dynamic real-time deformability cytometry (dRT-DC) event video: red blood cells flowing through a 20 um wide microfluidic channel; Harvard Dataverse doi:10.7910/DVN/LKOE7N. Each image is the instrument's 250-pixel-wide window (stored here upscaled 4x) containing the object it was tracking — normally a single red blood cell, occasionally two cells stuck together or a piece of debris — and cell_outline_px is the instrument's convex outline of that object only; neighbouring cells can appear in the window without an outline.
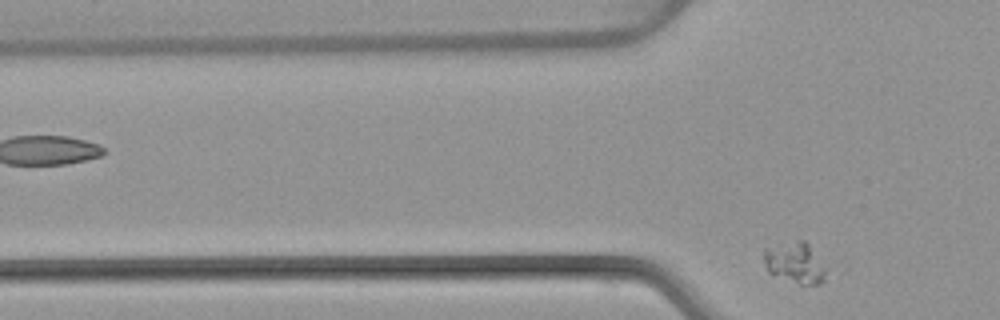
{"species": "common noctule bat (a hibernating species)", "species_latin": "Nyctalus noctula", "temperature_condition": "warm", "stored_images_in_passage": 6, "camera_frame_rate_fps": 3000, "um_per_image_px": 0.085, "animal": {"sex": "female", "body_mass_g": 22.7, "forearm_length_mm": 54.2}, "frame": {"image": 1, "passage_image": 6, "time_ms": 6.0, "image_size_px": [1000, 320], "cell_outline_px": [[824, 280], [816, 284], [800, 284], [772, 276], [768, 272], [764, 260], [764, 248], [796, 240], [804, 240], [808, 244], [824, 272]], "centroid_in_image_um": [67.46, 22.35], "position_along_channel_um": 58.3, "area_um2": 14.28}}